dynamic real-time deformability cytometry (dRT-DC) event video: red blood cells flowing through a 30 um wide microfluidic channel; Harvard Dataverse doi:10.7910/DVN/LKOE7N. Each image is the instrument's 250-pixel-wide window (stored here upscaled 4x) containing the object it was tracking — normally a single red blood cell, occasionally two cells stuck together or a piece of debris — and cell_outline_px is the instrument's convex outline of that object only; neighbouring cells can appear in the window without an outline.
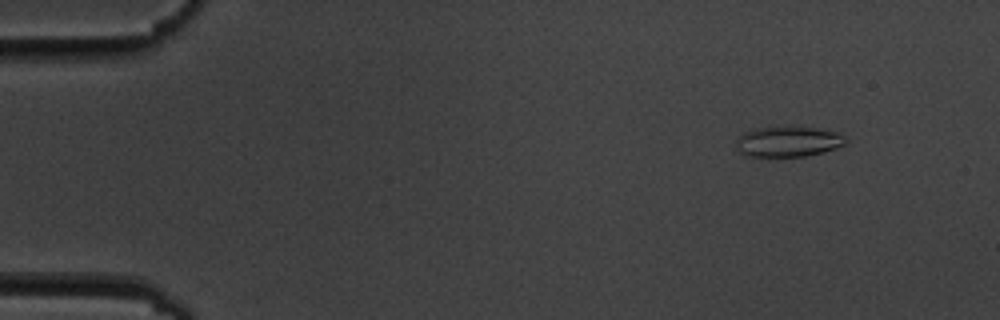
{"species": "common noctule bat (a hibernating species)", "species_latin": "Nyctalus noctula", "temperature_condition": "cold", "stored_images_in_passage": 5, "camera_frame_rate_fps": 3000, "um_per_image_px": 0.085, "animal": {"sex": "male", "body_mass_g": 19.5, "forearm_length_mm": 54.6}, "frame": {"image": 1, "passage_image": 2, "time_ms": 1.0, "image_size_px": [1000, 320], "cell_outline_px": [[848, 140], [844, 144], [836, 148], [824, 152], [804, 156], [748, 156], [740, 152], [736, 148], [736, 140], [744, 132], [756, 128], [788, 124], [828, 128], [848, 136]], "centroid_in_image_um": [67.07, 11.97], "position_along_channel_um": 17.9, "area_um2": 20.4}}
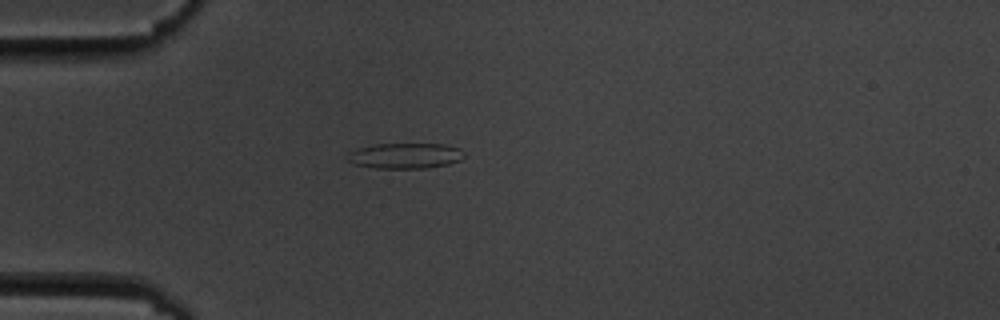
{"frame": {"image": 2, "passage_image": 4, "time_ms": 4.333, "image_size_px": [1000, 320], "cell_outline_px": [[464, 156], [460, 160], [448, 164], [424, 168], [376, 168], [352, 164], [344, 160], [344, 156], [348, 152], [356, 148], [376, 144], [444, 144], [460, 148], [464, 152]], "centroid_in_image_um": [34.36, 13.24], "position_along_channel_um": 50.6, "area_um2": 17.63}}